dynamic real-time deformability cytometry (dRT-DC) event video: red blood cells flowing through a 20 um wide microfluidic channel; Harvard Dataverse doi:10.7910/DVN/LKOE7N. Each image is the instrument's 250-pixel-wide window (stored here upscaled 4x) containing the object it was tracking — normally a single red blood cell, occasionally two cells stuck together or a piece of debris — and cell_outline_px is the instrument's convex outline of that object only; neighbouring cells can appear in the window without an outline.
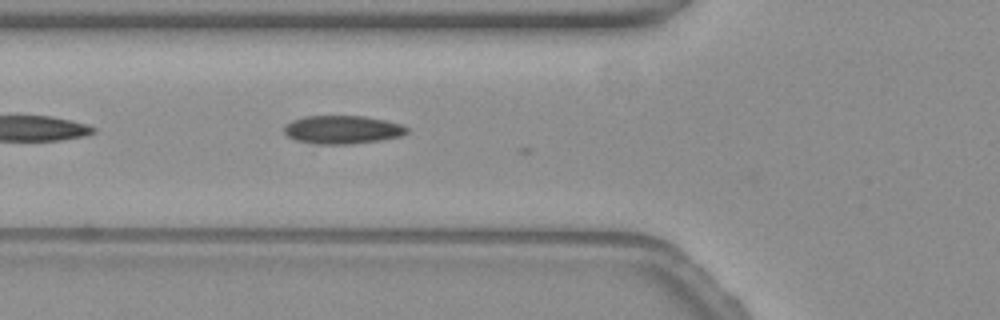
{"species": "common noctule bat (a hibernating species)", "species_latin": "Nyctalus noctula", "temperature_condition": "warm", "stored_images_in_passage": 5, "camera_frame_rate_fps": 3000, "um_per_image_px": 0.085, "animal": {"sex": "female", "body_mass_g": 19.3, "forearm_length_mm": 54.1}, "frame": {"image": 1, "passage_image": 3, "time_ms": 0.667, "image_size_px": [1000, 320], "cell_outline_px": [[408, 132], [400, 136], [380, 140], [348, 144], [312, 144], [296, 140], [288, 136], [284, 132], [284, 124], [292, 120], [304, 116], [364, 116], [384, 120], [400, 124], [408, 128]], "centroid_in_image_um": [29.06, 11.02], "position_along_channel_um": 96.7, "area_um2": 20.23}}